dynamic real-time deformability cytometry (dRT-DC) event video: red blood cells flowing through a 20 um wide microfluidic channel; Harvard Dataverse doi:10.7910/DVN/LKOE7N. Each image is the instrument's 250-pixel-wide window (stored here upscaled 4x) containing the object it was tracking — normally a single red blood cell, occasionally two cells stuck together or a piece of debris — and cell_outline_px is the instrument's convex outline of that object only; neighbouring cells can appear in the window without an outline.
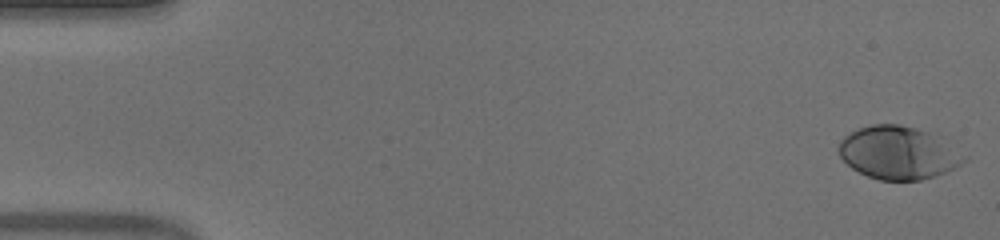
{"species": "human", "species_latin": "Homo sapiens", "temperature_condition": "warm", "stored_images_in_passage": 52, "camera_frame_rate_fps": 3000, "um_per_image_px": 0.085, "donor": {"sex": "male"}, "frame": {"image": 1, "passage_image": 1, "time_ms": 0.0, "image_size_px": [1000, 240], "cell_outline_px": [[968, 160], [944, 172], [920, 180], [880, 180], [868, 176], [852, 168], [840, 156], [840, 140], [844, 136], [856, 128], [872, 124], [900, 124], [916, 128], [928, 132], [936, 136], [968, 156]], "centroid_in_image_um": [76.34, 12.97], "position_along_channel_um": 8.7, "area_um2": 38.26}}
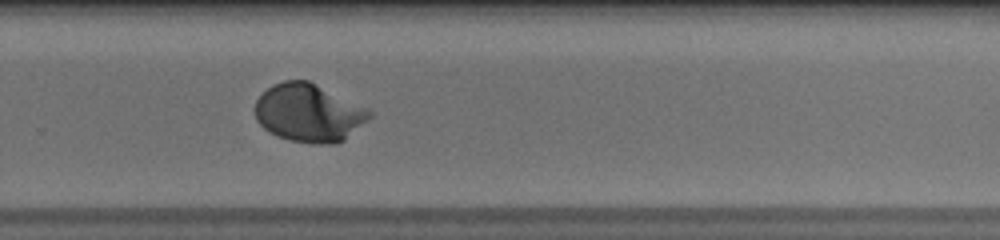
{"frame": {"image": 2, "passage_image": 35, "time_ms": 11.333, "image_size_px": [1000, 240], "cell_outline_px": [[372, 116], [368, 120], [344, 140], [336, 144], [312, 144], [288, 140], [276, 136], [268, 132], [256, 120], [256, 100], [272, 84], [284, 80], [308, 80], [368, 108], [372, 112]], "centroid_in_image_um": [26.25, 9.61], "position_along_channel_um": 303.5, "area_um2": 38.84}}
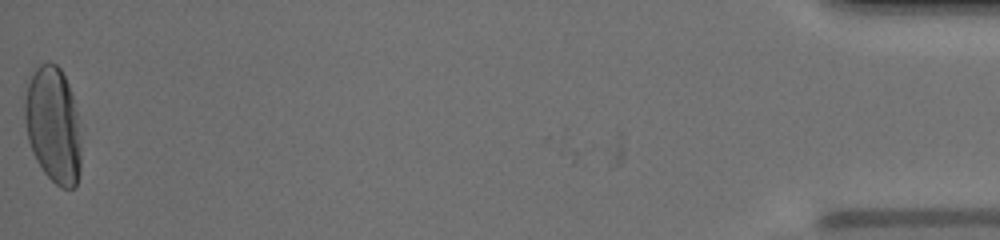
{"frame": {"image": 3, "passage_image": 52, "time_ms": 17.0, "image_size_px": [1000, 240], "cell_outline_px": [[80, 172], [76, 184], [72, 188], [60, 188], [44, 172], [36, 160], [28, 140], [24, 120], [24, 104], [28, 84], [36, 68], [40, 64], [48, 60], [56, 64], [60, 68], [68, 84], [72, 96], [76, 112], [80, 140]], "centroid_in_image_um": [4.51, 10.63], "position_along_channel_um": 430.7, "area_um2": 37.92}, "authors_computed_cell_mechanics": {"area_um2": 36.9053, "velocity_mm_per_s": 3.953, "shape_relaxation_time_tau1_ms": 2.8141, "shape_relaxation_time_tau2_ms": null, "deformation_change_tau1": 0.1898, "deformation_change_tau2": null}}